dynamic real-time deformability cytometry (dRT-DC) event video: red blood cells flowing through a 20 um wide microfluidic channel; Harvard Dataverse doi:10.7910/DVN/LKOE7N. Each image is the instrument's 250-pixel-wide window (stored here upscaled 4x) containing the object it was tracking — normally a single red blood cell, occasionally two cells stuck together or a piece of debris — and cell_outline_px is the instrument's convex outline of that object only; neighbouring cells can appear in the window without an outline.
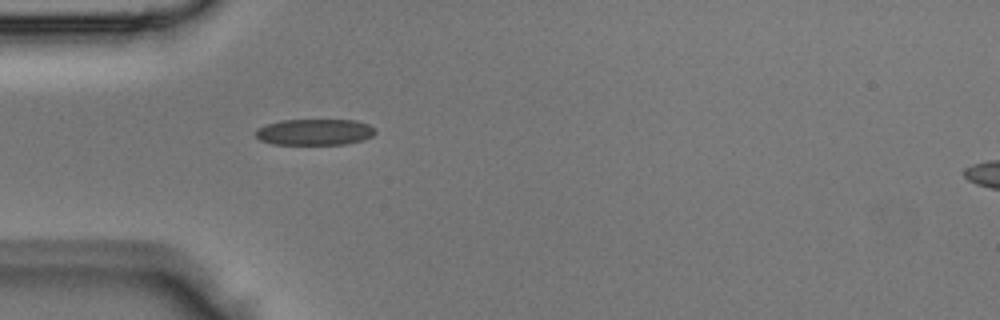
{"species": "Egyptian fruit bat (a non-hibernating species)", "species_latin": "Rousettus aegyptiacus", "temperature_condition": "room temperature", "stored_images_in_passage": 1, "camera_frame_rate_fps": 3000, "um_per_image_px": 0.085, "animal": {"sex": "male"}, "frame": {"image": 1, "passage_image": 1, "time_ms": 0.0, "image_size_px": [1000, 320], "cell_outline_px": [[376, 132], [372, 136], [364, 140], [344, 144], [272, 144], [260, 140], [252, 132], [256, 128], [264, 124], [280, 120], [356, 120], [368, 124], [376, 128]], "centroid_in_image_um": [26.71, 11.22], "position_along_channel_um": 58.3, "area_um2": 18.55}}